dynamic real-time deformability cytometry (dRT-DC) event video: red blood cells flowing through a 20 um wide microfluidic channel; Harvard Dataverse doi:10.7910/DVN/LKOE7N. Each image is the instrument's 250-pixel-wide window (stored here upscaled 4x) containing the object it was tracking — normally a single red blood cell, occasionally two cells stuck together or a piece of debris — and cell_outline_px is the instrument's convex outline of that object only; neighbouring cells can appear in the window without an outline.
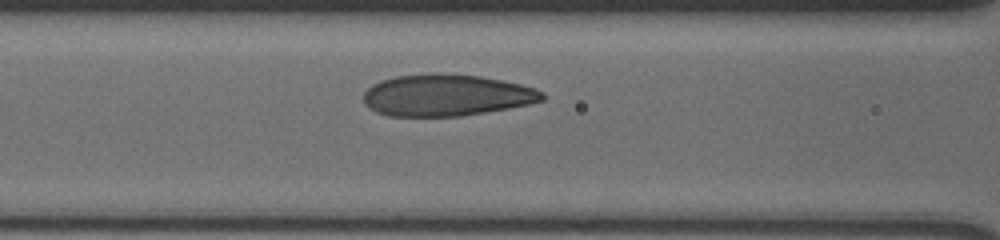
{"species": "human", "species_latin": "Homo sapiens", "temperature_condition": "cold", "stored_images_in_passage": 6, "camera_frame_rate_fps": 3000, "um_per_image_px": 0.085, "donor": {"sex": "male"}, "frame": {"image": 1, "passage_image": 5, "time_ms": 1.333, "image_size_px": [1000, 240], "cell_outline_px": [[544, 100], [528, 104], [508, 108], [460, 116], [388, 116], [376, 112], [368, 108], [364, 104], [364, 92], [372, 84], [380, 80], [396, 76], [432, 72], [448, 72], [480, 76], [520, 84], [536, 88], [544, 92]], "centroid_in_image_um": [37.91, 8.08], "position_along_channel_um": 128.7, "area_um2": 43.81}}